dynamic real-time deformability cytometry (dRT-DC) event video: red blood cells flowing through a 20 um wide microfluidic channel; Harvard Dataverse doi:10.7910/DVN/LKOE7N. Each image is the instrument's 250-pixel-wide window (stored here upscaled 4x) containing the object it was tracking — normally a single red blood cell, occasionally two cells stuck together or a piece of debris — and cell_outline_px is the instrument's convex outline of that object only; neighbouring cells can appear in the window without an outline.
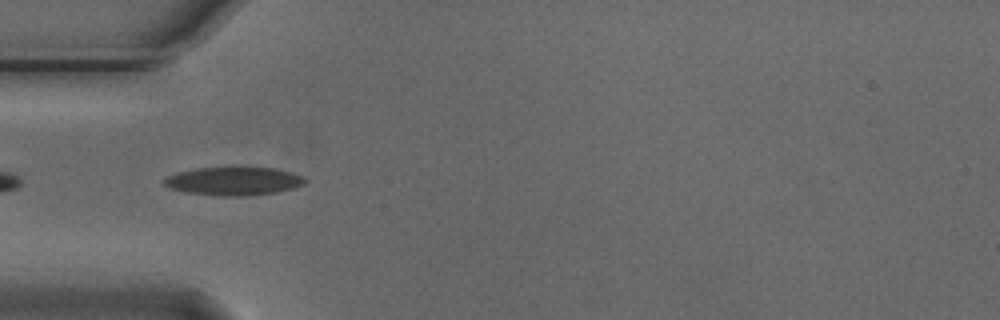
{"species": "Egyptian fruit bat (a non-hibernating species)", "species_latin": "Rousettus aegyptiacus", "temperature_condition": "cold", "stored_images_in_passage": 40, "camera_frame_rate_fps": 3000, "um_per_image_px": 0.085, "animal": {"sex": "male"}, "frame": {"image": 1, "passage_image": 2, "time_ms": 0.333, "image_size_px": [1000, 320], "cell_outline_px": [[308, 180], [304, 184], [292, 188], [276, 192], [248, 196], [220, 196], [188, 192], [168, 188], [164, 184], [164, 180], [168, 176], [180, 172], [196, 168], [232, 164], [236, 164], [276, 168], [292, 172], [304, 176]], "centroid_in_image_um": [19.92, 15.34], "position_along_channel_um": 65.1, "area_um2": 24.28}}
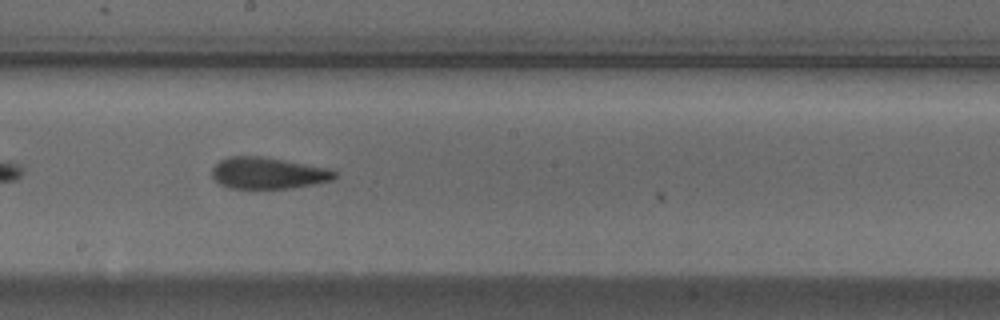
{"frame": {"image": 2, "passage_image": 15, "time_ms": 4.667, "image_size_px": [1000, 320], "cell_outline_px": [[336, 176], [332, 180], [292, 188], [228, 188], [220, 184], [212, 176], [212, 168], [220, 160], [228, 156], [260, 156], [284, 160], [328, 168], [336, 172]], "centroid_in_image_um": [22.75, 14.71], "position_along_channel_um": 225.4, "area_um2": 22.37}}
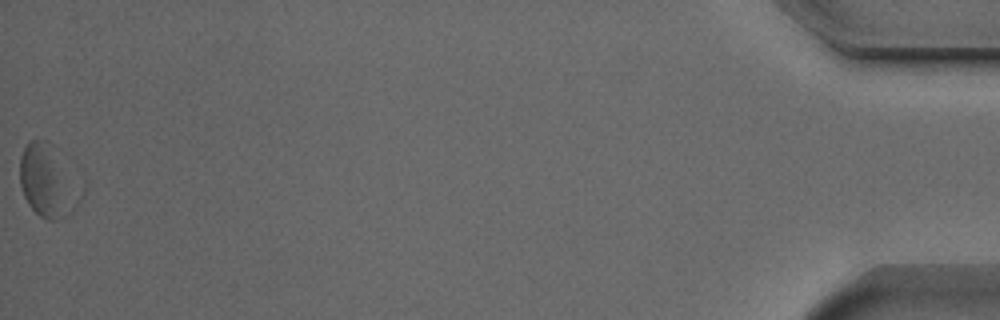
{"frame": {"image": 3, "passage_image": 40, "time_ms": 13.0, "image_size_px": [1000, 320], "cell_outline_px": [[68, 216], [56, 220], [48, 220], [40, 216], [28, 204], [24, 196], [20, 184], [20, 156], [28, 140], [48, 140], [52, 144], [68, 212]], "centroid_in_image_um": [3.59, 15.34], "position_along_channel_um": 431.6, "area_um2": 20.23}, "authors_computed_cell_mechanics": {"area_um2": 22.4553, "velocity_mm_per_s": 3.7176, "shape_relaxation_time_tau1_ms": 5.6492, "shape_relaxation_time_tau2_ms": 3.1471, "deformation_change_tau1": 0.1298, "deformation_change_tau2": 0.1054}}